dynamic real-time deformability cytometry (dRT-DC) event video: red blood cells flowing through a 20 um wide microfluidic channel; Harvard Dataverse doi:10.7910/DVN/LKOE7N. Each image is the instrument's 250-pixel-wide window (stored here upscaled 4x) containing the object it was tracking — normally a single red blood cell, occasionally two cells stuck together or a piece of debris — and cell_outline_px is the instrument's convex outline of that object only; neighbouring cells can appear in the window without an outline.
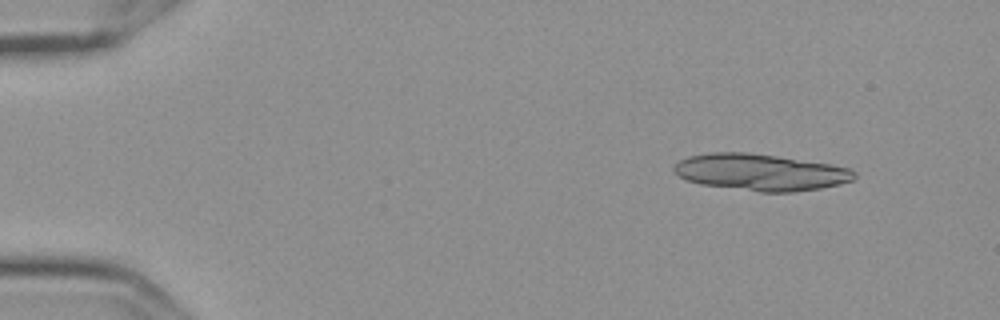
{"species": "Egyptian fruit bat (a non-hibernating species)", "species_latin": "Rousettus aegyptiacus", "temperature_condition": "cold", "stored_images_in_passage": 7, "segment_of_instrument_passage": [1, 2], "camera_frame_rate_fps": 3000, "um_per_image_px": 0.085, "frame": {"image": 1, "passage_image": 2, "time_ms": 0.333, "image_size_px": [1000, 320], "cell_outline_px": [[856, 176], [852, 180], [840, 184], [820, 188], [792, 192], [760, 192], [700, 184], [688, 180], [680, 176], [672, 168], [680, 160], [688, 156], [712, 152], [744, 152], [776, 156], [828, 164], [848, 168], [856, 172]], "centroid_in_image_um": [64.63, 14.64], "position_along_channel_um": 20.4, "area_um2": 38.15}}